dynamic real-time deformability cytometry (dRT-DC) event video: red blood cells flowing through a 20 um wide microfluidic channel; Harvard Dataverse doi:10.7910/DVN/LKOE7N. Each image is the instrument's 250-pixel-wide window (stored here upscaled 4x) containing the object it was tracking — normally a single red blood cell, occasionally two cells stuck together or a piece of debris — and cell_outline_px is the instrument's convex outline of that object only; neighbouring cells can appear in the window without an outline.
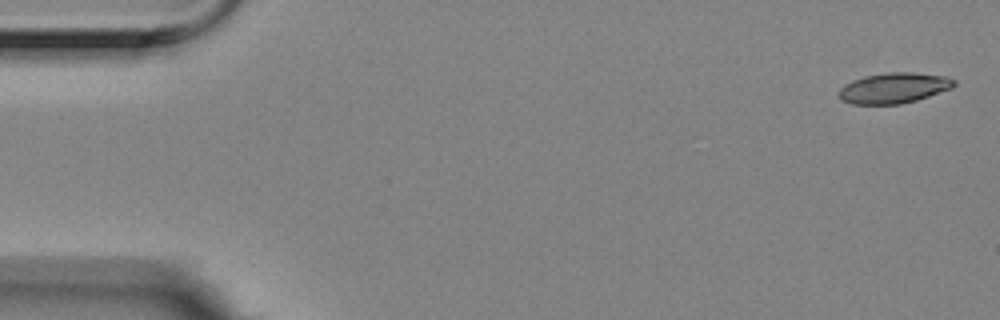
{"species": "Egyptian fruit bat (a non-hibernating species)", "species_latin": "Rousettus aegyptiacus", "temperature_condition": "room temperature", "stored_images_in_passage": 5, "camera_frame_rate_fps": 3000, "um_per_image_px": 0.085, "animal": {"sex": "female"}, "frame": {"image": 1, "passage_image": 1, "time_ms": 0.0, "image_size_px": [1000, 320], "cell_outline_px": [[956, 84], [952, 88], [916, 100], [900, 104], [852, 104], [840, 100], [836, 92], [844, 84], [852, 80], [864, 76], [888, 72], [912, 72], [948, 76], [956, 80]], "centroid_in_image_um": [75.95, 7.47], "position_along_channel_um": 9.0, "area_um2": 20.75}}
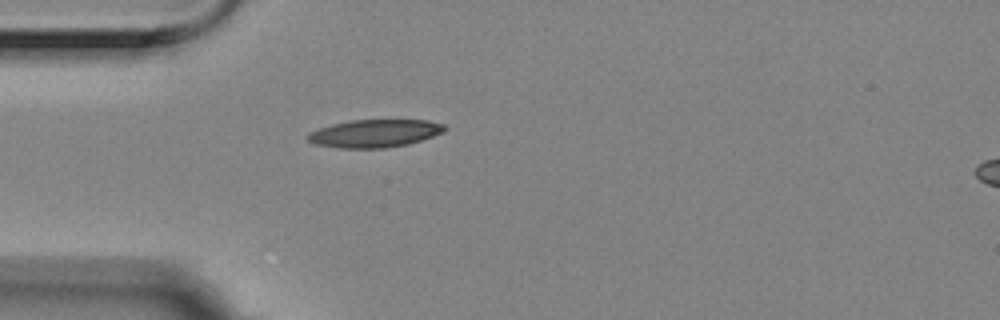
{"frame": {"image": 2, "passage_image": 5, "time_ms": 1.333, "image_size_px": [1000, 320], "cell_outline_px": [[448, 128], [444, 132], [408, 144], [384, 148], [336, 148], [312, 144], [304, 136], [308, 132], [332, 124], [352, 120], [428, 120], [444, 124]], "centroid_in_image_um": [31.81, 11.34], "position_along_channel_um": 53.2, "area_um2": 22.37}}